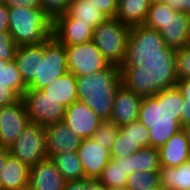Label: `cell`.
I'll list each match as a JSON object with an SVG mask.
<instances>
[{
	"label": "cell",
	"instance_id": "1",
	"mask_svg": "<svg viewBox=\"0 0 190 190\" xmlns=\"http://www.w3.org/2000/svg\"><path fill=\"white\" fill-rule=\"evenodd\" d=\"M183 103V96L176 86L141 99L138 121L148 129L150 147L163 146L182 130L180 112Z\"/></svg>",
	"mask_w": 190,
	"mask_h": 190
},
{
	"label": "cell",
	"instance_id": "2",
	"mask_svg": "<svg viewBox=\"0 0 190 190\" xmlns=\"http://www.w3.org/2000/svg\"><path fill=\"white\" fill-rule=\"evenodd\" d=\"M121 84L119 66L110 64L102 71L76 77L78 100L90 107L103 121L110 120L115 93Z\"/></svg>",
	"mask_w": 190,
	"mask_h": 190
},
{
	"label": "cell",
	"instance_id": "3",
	"mask_svg": "<svg viewBox=\"0 0 190 190\" xmlns=\"http://www.w3.org/2000/svg\"><path fill=\"white\" fill-rule=\"evenodd\" d=\"M176 59H153L138 67H119L122 84L141 98L175 87L178 81Z\"/></svg>",
	"mask_w": 190,
	"mask_h": 190
},
{
	"label": "cell",
	"instance_id": "4",
	"mask_svg": "<svg viewBox=\"0 0 190 190\" xmlns=\"http://www.w3.org/2000/svg\"><path fill=\"white\" fill-rule=\"evenodd\" d=\"M177 49L166 46L161 34L144 24L130 28L127 50L120 67H138L153 59H176Z\"/></svg>",
	"mask_w": 190,
	"mask_h": 190
},
{
	"label": "cell",
	"instance_id": "5",
	"mask_svg": "<svg viewBox=\"0 0 190 190\" xmlns=\"http://www.w3.org/2000/svg\"><path fill=\"white\" fill-rule=\"evenodd\" d=\"M53 21L43 9L9 8V36L17 46L38 44L52 36Z\"/></svg>",
	"mask_w": 190,
	"mask_h": 190
},
{
	"label": "cell",
	"instance_id": "6",
	"mask_svg": "<svg viewBox=\"0 0 190 190\" xmlns=\"http://www.w3.org/2000/svg\"><path fill=\"white\" fill-rule=\"evenodd\" d=\"M67 72L66 46L52 35L39 43L38 77H34L27 85V89L41 90Z\"/></svg>",
	"mask_w": 190,
	"mask_h": 190
},
{
	"label": "cell",
	"instance_id": "7",
	"mask_svg": "<svg viewBox=\"0 0 190 190\" xmlns=\"http://www.w3.org/2000/svg\"><path fill=\"white\" fill-rule=\"evenodd\" d=\"M130 26L109 18L93 30L92 41L111 65L120 67L127 50Z\"/></svg>",
	"mask_w": 190,
	"mask_h": 190
},
{
	"label": "cell",
	"instance_id": "8",
	"mask_svg": "<svg viewBox=\"0 0 190 190\" xmlns=\"http://www.w3.org/2000/svg\"><path fill=\"white\" fill-rule=\"evenodd\" d=\"M45 126L31 123L9 147L10 153L29 167L48 157Z\"/></svg>",
	"mask_w": 190,
	"mask_h": 190
},
{
	"label": "cell",
	"instance_id": "9",
	"mask_svg": "<svg viewBox=\"0 0 190 190\" xmlns=\"http://www.w3.org/2000/svg\"><path fill=\"white\" fill-rule=\"evenodd\" d=\"M68 72L76 77L106 69L110 63L93 41L66 46Z\"/></svg>",
	"mask_w": 190,
	"mask_h": 190
},
{
	"label": "cell",
	"instance_id": "10",
	"mask_svg": "<svg viewBox=\"0 0 190 190\" xmlns=\"http://www.w3.org/2000/svg\"><path fill=\"white\" fill-rule=\"evenodd\" d=\"M22 99L31 123L47 126L63 121L65 108L42 90L27 89Z\"/></svg>",
	"mask_w": 190,
	"mask_h": 190
},
{
	"label": "cell",
	"instance_id": "11",
	"mask_svg": "<svg viewBox=\"0 0 190 190\" xmlns=\"http://www.w3.org/2000/svg\"><path fill=\"white\" fill-rule=\"evenodd\" d=\"M30 124L22 97L15 103L0 108V147L9 148Z\"/></svg>",
	"mask_w": 190,
	"mask_h": 190
},
{
	"label": "cell",
	"instance_id": "12",
	"mask_svg": "<svg viewBox=\"0 0 190 190\" xmlns=\"http://www.w3.org/2000/svg\"><path fill=\"white\" fill-rule=\"evenodd\" d=\"M64 123L82 139L93 136L103 121L96 113L80 100L65 108Z\"/></svg>",
	"mask_w": 190,
	"mask_h": 190
},
{
	"label": "cell",
	"instance_id": "13",
	"mask_svg": "<svg viewBox=\"0 0 190 190\" xmlns=\"http://www.w3.org/2000/svg\"><path fill=\"white\" fill-rule=\"evenodd\" d=\"M93 30L90 24L76 23L67 13L57 17L52 25V35L65 46L92 41Z\"/></svg>",
	"mask_w": 190,
	"mask_h": 190
},
{
	"label": "cell",
	"instance_id": "14",
	"mask_svg": "<svg viewBox=\"0 0 190 190\" xmlns=\"http://www.w3.org/2000/svg\"><path fill=\"white\" fill-rule=\"evenodd\" d=\"M85 178L98 179L111 160L110 150L96 143L92 138L83 139L77 149Z\"/></svg>",
	"mask_w": 190,
	"mask_h": 190
},
{
	"label": "cell",
	"instance_id": "15",
	"mask_svg": "<svg viewBox=\"0 0 190 190\" xmlns=\"http://www.w3.org/2000/svg\"><path fill=\"white\" fill-rule=\"evenodd\" d=\"M45 132L48 158L62 152H77L83 140L64 121L45 126Z\"/></svg>",
	"mask_w": 190,
	"mask_h": 190
},
{
	"label": "cell",
	"instance_id": "16",
	"mask_svg": "<svg viewBox=\"0 0 190 190\" xmlns=\"http://www.w3.org/2000/svg\"><path fill=\"white\" fill-rule=\"evenodd\" d=\"M141 99L138 94L121 84L115 93L110 120L119 127L138 120Z\"/></svg>",
	"mask_w": 190,
	"mask_h": 190
},
{
	"label": "cell",
	"instance_id": "17",
	"mask_svg": "<svg viewBox=\"0 0 190 190\" xmlns=\"http://www.w3.org/2000/svg\"><path fill=\"white\" fill-rule=\"evenodd\" d=\"M65 180L51 158L30 167L29 184L32 190H63Z\"/></svg>",
	"mask_w": 190,
	"mask_h": 190
},
{
	"label": "cell",
	"instance_id": "18",
	"mask_svg": "<svg viewBox=\"0 0 190 190\" xmlns=\"http://www.w3.org/2000/svg\"><path fill=\"white\" fill-rule=\"evenodd\" d=\"M158 32L166 46L175 49L186 48L190 38L188 13L176 11L168 17Z\"/></svg>",
	"mask_w": 190,
	"mask_h": 190
},
{
	"label": "cell",
	"instance_id": "19",
	"mask_svg": "<svg viewBox=\"0 0 190 190\" xmlns=\"http://www.w3.org/2000/svg\"><path fill=\"white\" fill-rule=\"evenodd\" d=\"M163 167H177L190 159V146L182 130L158 148Z\"/></svg>",
	"mask_w": 190,
	"mask_h": 190
},
{
	"label": "cell",
	"instance_id": "20",
	"mask_svg": "<svg viewBox=\"0 0 190 190\" xmlns=\"http://www.w3.org/2000/svg\"><path fill=\"white\" fill-rule=\"evenodd\" d=\"M41 90L64 108L69 107L73 102L78 100L76 76L71 72H67L63 76L58 77Z\"/></svg>",
	"mask_w": 190,
	"mask_h": 190
},
{
	"label": "cell",
	"instance_id": "21",
	"mask_svg": "<svg viewBox=\"0 0 190 190\" xmlns=\"http://www.w3.org/2000/svg\"><path fill=\"white\" fill-rule=\"evenodd\" d=\"M14 61L24 83L28 85L34 77H38L39 43L17 46Z\"/></svg>",
	"mask_w": 190,
	"mask_h": 190
},
{
	"label": "cell",
	"instance_id": "22",
	"mask_svg": "<svg viewBox=\"0 0 190 190\" xmlns=\"http://www.w3.org/2000/svg\"><path fill=\"white\" fill-rule=\"evenodd\" d=\"M67 14L76 19V23L90 24L93 29L109 19L88 0H71Z\"/></svg>",
	"mask_w": 190,
	"mask_h": 190
},
{
	"label": "cell",
	"instance_id": "23",
	"mask_svg": "<svg viewBox=\"0 0 190 190\" xmlns=\"http://www.w3.org/2000/svg\"><path fill=\"white\" fill-rule=\"evenodd\" d=\"M150 4L148 0H118L116 18L130 27L144 24Z\"/></svg>",
	"mask_w": 190,
	"mask_h": 190
},
{
	"label": "cell",
	"instance_id": "24",
	"mask_svg": "<svg viewBox=\"0 0 190 190\" xmlns=\"http://www.w3.org/2000/svg\"><path fill=\"white\" fill-rule=\"evenodd\" d=\"M160 184L166 190H190V159L177 167H160Z\"/></svg>",
	"mask_w": 190,
	"mask_h": 190
},
{
	"label": "cell",
	"instance_id": "25",
	"mask_svg": "<svg viewBox=\"0 0 190 190\" xmlns=\"http://www.w3.org/2000/svg\"><path fill=\"white\" fill-rule=\"evenodd\" d=\"M30 167L10 155L1 173L3 190H11L29 183Z\"/></svg>",
	"mask_w": 190,
	"mask_h": 190
},
{
	"label": "cell",
	"instance_id": "26",
	"mask_svg": "<svg viewBox=\"0 0 190 190\" xmlns=\"http://www.w3.org/2000/svg\"><path fill=\"white\" fill-rule=\"evenodd\" d=\"M128 174L139 171H160L158 148L142 147L127 157Z\"/></svg>",
	"mask_w": 190,
	"mask_h": 190
},
{
	"label": "cell",
	"instance_id": "27",
	"mask_svg": "<svg viewBox=\"0 0 190 190\" xmlns=\"http://www.w3.org/2000/svg\"><path fill=\"white\" fill-rule=\"evenodd\" d=\"M127 157L111 158L98 180L106 187H124L128 178Z\"/></svg>",
	"mask_w": 190,
	"mask_h": 190
},
{
	"label": "cell",
	"instance_id": "28",
	"mask_svg": "<svg viewBox=\"0 0 190 190\" xmlns=\"http://www.w3.org/2000/svg\"><path fill=\"white\" fill-rule=\"evenodd\" d=\"M65 181L85 178L77 152H62L51 157Z\"/></svg>",
	"mask_w": 190,
	"mask_h": 190
},
{
	"label": "cell",
	"instance_id": "29",
	"mask_svg": "<svg viewBox=\"0 0 190 190\" xmlns=\"http://www.w3.org/2000/svg\"><path fill=\"white\" fill-rule=\"evenodd\" d=\"M0 85H7L20 97L27 90V85L24 83L15 61H5L0 58Z\"/></svg>",
	"mask_w": 190,
	"mask_h": 190
},
{
	"label": "cell",
	"instance_id": "30",
	"mask_svg": "<svg viewBox=\"0 0 190 190\" xmlns=\"http://www.w3.org/2000/svg\"><path fill=\"white\" fill-rule=\"evenodd\" d=\"M160 184L159 171H139L130 174L127 178L128 190H147Z\"/></svg>",
	"mask_w": 190,
	"mask_h": 190
},
{
	"label": "cell",
	"instance_id": "31",
	"mask_svg": "<svg viewBox=\"0 0 190 190\" xmlns=\"http://www.w3.org/2000/svg\"><path fill=\"white\" fill-rule=\"evenodd\" d=\"M141 148L138 142L119 129L110 150L111 158L128 157Z\"/></svg>",
	"mask_w": 190,
	"mask_h": 190
},
{
	"label": "cell",
	"instance_id": "32",
	"mask_svg": "<svg viewBox=\"0 0 190 190\" xmlns=\"http://www.w3.org/2000/svg\"><path fill=\"white\" fill-rule=\"evenodd\" d=\"M175 12L165 3L151 4L144 25L159 31L168 17Z\"/></svg>",
	"mask_w": 190,
	"mask_h": 190
},
{
	"label": "cell",
	"instance_id": "33",
	"mask_svg": "<svg viewBox=\"0 0 190 190\" xmlns=\"http://www.w3.org/2000/svg\"><path fill=\"white\" fill-rule=\"evenodd\" d=\"M118 131V125H116L111 120H105L101 122L100 126L97 128L91 138L104 148L111 150Z\"/></svg>",
	"mask_w": 190,
	"mask_h": 190
},
{
	"label": "cell",
	"instance_id": "34",
	"mask_svg": "<svg viewBox=\"0 0 190 190\" xmlns=\"http://www.w3.org/2000/svg\"><path fill=\"white\" fill-rule=\"evenodd\" d=\"M119 129L125 133L127 136L134 139L142 147H149V134L148 129L138 120L120 126Z\"/></svg>",
	"mask_w": 190,
	"mask_h": 190
},
{
	"label": "cell",
	"instance_id": "35",
	"mask_svg": "<svg viewBox=\"0 0 190 190\" xmlns=\"http://www.w3.org/2000/svg\"><path fill=\"white\" fill-rule=\"evenodd\" d=\"M71 0H41L45 14L54 21L57 17L67 13Z\"/></svg>",
	"mask_w": 190,
	"mask_h": 190
},
{
	"label": "cell",
	"instance_id": "36",
	"mask_svg": "<svg viewBox=\"0 0 190 190\" xmlns=\"http://www.w3.org/2000/svg\"><path fill=\"white\" fill-rule=\"evenodd\" d=\"M175 65L178 80L190 79V49L188 47L177 49Z\"/></svg>",
	"mask_w": 190,
	"mask_h": 190
},
{
	"label": "cell",
	"instance_id": "37",
	"mask_svg": "<svg viewBox=\"0 0 190 190\" xmlns=\"http://www.w3.org/2000/svg\"><path fill=\"white\" fill-rule=\"evenodd\" d=\"M17 45L9 35H0V58L14 61Z\"/></svg>",
	"mask_w": 190,
	"mask_h": 190
},
{
	"label": "cell",
	"instance_id": "38",
	"mask_svg": "<svg viewBox=\"0 0 190 190\" xmlns=\"http://www.w3.org/2000/svg\"><path fill=\"white\" fill-rule=\"evenodd\" d=\"M109 18H116L118 0H88Z\"/></svg>",
	"mask_w": 190,
	"mask_h": 190
},
{
	"label": "cell",
	"instance_id": "39",
	"mask_svg": "<svg viewBox=\"0 0 190 190\" xmlns=\"http://www.w3.org/2000/svg\"><path fill=\"white\" fill-rule=\"evenodd\" d=\"M21 97L7 85H0V108L17 102Z\"/></svg>",
	"mask_w": 190,
	"mask_h": 190
},
{
	"label": "cell",
	"instance_id": "40",
	"mask_svg": "<svg viewBox=\"0 0 190 190\" xmlns=\"http://www.w3.org/2000/svg\"><path fill=\"white\" fill-rule=\"evenodd\" d=\"M4 4L9 8L23 7L29 9H42L41 0H4Z\"/></svg>",
	"mask_w": 190,
	"mask_h": 190
},
{
	"label": "cell",
	"instance_id": "41",
	"mask_svg": "<svg viewBox=\"0 0 190 190\" xmlns=\"http://www.w3.org/2000/svg\"><path fill=\"white\" fill-rule=\"evenodd\" d=\"M9 34V7L0 5V35Z\"/></svg>",
	"mask_w": 190,
	"mask_h": 190
},
{
	"label": "cell",
	"instance_id": "42",
	"mask_svg": "<svg viewBox=\"0 0 190 190\" xmlns=\"http://www.w3.org/2000/svg\"><path fill=\"white\" fill-rule=\"evenodd\" d=\"M164 3L177 12H190V0H165Z\"/></svg>",
	"mask_w": 190,
	"mask_h": 190
},
{
	"label": "cell",
	"instance_id": "43",
	"mask_svg": "<svg viewBox=\"0 0 190 190\" xmlns=\"http://www.w3.org/2000/svg\"><path fill=\"white\" fill-rule=\"evenodd\" d=\"M176 87L183 96L184 102L190 104V79L178 80Z\"/></svg>",
	"mask_w": 190,
	"mask_h": 190
},
{
	"label": "cell",
	"instance_id": "44",
	"mask_svg": "<svg viewBox=\"0 0 190 190\" xmlns=\"http://www.w3.org/2000/svg\"><path fill=\"white\" fill-rule=\"evenodd\" d=\"M11 155L9 148L0 147V190H3V183L1 178V173L6 165L8 157Z\"/></svg>",
	"mask_w": 190,
	"mask_h": 190
},
{
	"label": "cell",
	"instance_id": "45",
	"mask_svg": "<svg viewBox=\"0 0 190 190\" xmlns=\"http://www.w3.org/2000/svg\"><path fill=\"white\" fill-rule=\"evenodd\" d=\"M180 124L181 126L190 125V104L183 103L180 112Z\"/></svg>",
	"mask_w": 190,
	"mask_h": 190
},
{
	"label": "cell",
	"instance_id": "46",
	"mask_svg": "<svg viewBox=\"0 0 190 190\" xmlns=\"http://www.w3.org/2000/svg\"><path fill=\"white\" fill-rule=\"evenodd\" d=\"M85 190H107V188L98 179L85 178Z\"/></svg>",
	"mask_w": 190,
	"mask_h": 190
},
{
	"label": "cell",
	"instance_id": "47",
	"mask_svg": "<svg viewBox=\"0 0 190 190\" xmlns=\"http://www.w3.org/2000/svg\"><path fill=\"white\" fill-rule=\"evenodd\" d=\"M63 190H85V178L80 180L66 181Z\"/></svg>",
	"mask_w": 190,
	"mask_h": 190
},
{
	"label": "cell",
	"instance_id": "48",
	"mask_svg": "<svg viewBox=\"0 0 190 190\" xmlns=\"http://www.w3.org/2000/svg\"><path fill=\"white\" fill-rule=\"evenodd\" d=\"M182 131L184 132L185 137H186V139L189 143V146H190V125L182 126Z\"/></svg>",
	"mask_w": 190,
	"mask_h": 190
},
{
	"label": "cell",
	"instance_id": "49",
	"mask_svg": "<svg viewBox=\"0 0 190 190\" xmlns=\"http://www.w3.org/2000/svg\"><path fill=\"white\" fill-rule=\"evenodd\" d=\"M11 190H32L31 187H30V184H26V185H22V186H19V187H16L14 189H11Z\"/></svg>",
	"mask_w": 190,
	"mask_h": 190
},
{
	"label": "cell",
	"instance_id": "50",
	"mask_svg": "<svg viewBox=\"0 0 190 190\" xmlns=\"http://www.w3.org/2000/svg\"><path fill=\"white\" fill-rule=\"evenodd\" d=\"M147 190H166L161 184H158L150 189Z\"/></svg>",
	"mask_w": 190,
	"mask_h": 190
},
{
	"label": "cell",
	"instance_id": "51",
	"mask_svg": "<svg viewBox=\"0 0 190 190\" xmlns=\"http://www.w3.org/2000/svg\"><path fill=\"white\" fill-rule=\"evenodd\" d=\"M107 190H128L126 186L124 187H112V188H107Z\"/></svg>",
	"mask_w": 190,
	"mask_h": 190
},
{
	"label": "cell",
	"instance_id": "52",
	"mask_svg": "<svg viewBox=\"0 0 190 190\" xmlns=\"http://www.w3.org/2000/svg\"><path fill=\"white\" fill-rule=\"evenodd\" d=\"M149 4H155V3H164L165 0H148Z\"/></svg>",
	"mask_w": 190,
	"mask_h": 190
},
{
	"label": "cell",
	"instance_id": "53",
	"mask_svg": "<svg viewBox=\"0 0 190 190\" xmlns=\"http://www.w3.org/2000/svg\"><path fill=\"white\" fill-rule=\"evenodd\" d=\"M4 4V0H0V5Z\"/></svg>",
	"mask_w": 190,
	"mask_h": 190
},
{
	"label": "cell",
	"instance_id": "54",
	"mask_svg": "<svg viewBox=\"0 0 190 190\" xmlns=\"http://www.w3.org/2000/svg\"><path fill=\"white\" fill-rule=\"evenodd\" d=\"M188 19H189V24H190V12L188 13Z\"/></svg>",
	"mask_w": 190,
	"mask_h": 190
},
{
	"label": "cell",
	"instance_id": "55",
	"mask_svg": "<svg viewBox=\"0 0 190 190\" xmlns=\"http://www.w3.org/2000/svg\"><path fill=\"white\" fill-rule=\"evenodd\" d=\"M189 49H190V38H189V43H188V46H187Z\"/></svg>",
	"mask_w": 190,
	"mask_h": 190
}]
</instances>
